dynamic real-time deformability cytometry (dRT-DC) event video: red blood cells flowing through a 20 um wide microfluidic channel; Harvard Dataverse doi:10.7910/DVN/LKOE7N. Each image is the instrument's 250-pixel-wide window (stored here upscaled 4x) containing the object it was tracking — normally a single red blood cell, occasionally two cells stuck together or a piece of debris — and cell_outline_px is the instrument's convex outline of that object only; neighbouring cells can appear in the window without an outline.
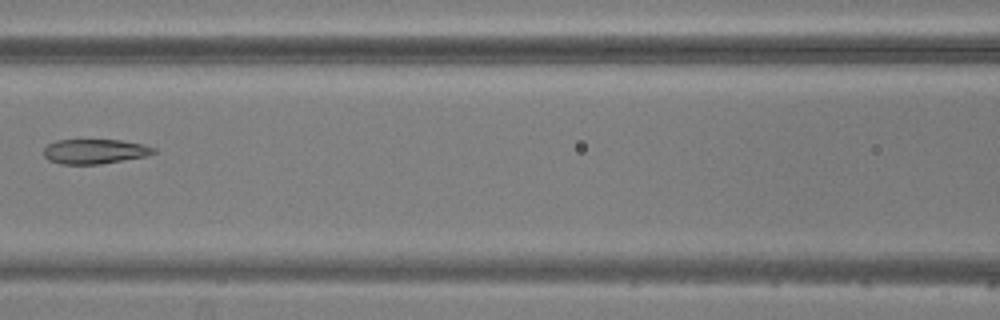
{"species": "common noctule bat (a hibernating species)", "species_latin": "Nyctalus noctula", "temperature_condition": "warm", "stored_images_in_passage": 6, "camera_frame_rate_fps": 3000, "um_per_image_px": 0.085, "animal": {"sex": "male", "body_mass_g": 20.5, "forearm_length_mm": 52.5}, "frame": {"image": 1, "passage_image": 6, "time_ms": 6.0, "image_size_px": [1000, 320], "cell_outline_px": [[156, 152], [144, 156], [100, 164], [60, 164], [48, 160], [44, 156], [44, 148], [48, 144], [56, 140], [120, 140], [144, 144], [156, 148]], "centroid_in_image_um": [8.03, 12.87], "position_along_channel_um": 158.6, "area_um2": 15.78}}